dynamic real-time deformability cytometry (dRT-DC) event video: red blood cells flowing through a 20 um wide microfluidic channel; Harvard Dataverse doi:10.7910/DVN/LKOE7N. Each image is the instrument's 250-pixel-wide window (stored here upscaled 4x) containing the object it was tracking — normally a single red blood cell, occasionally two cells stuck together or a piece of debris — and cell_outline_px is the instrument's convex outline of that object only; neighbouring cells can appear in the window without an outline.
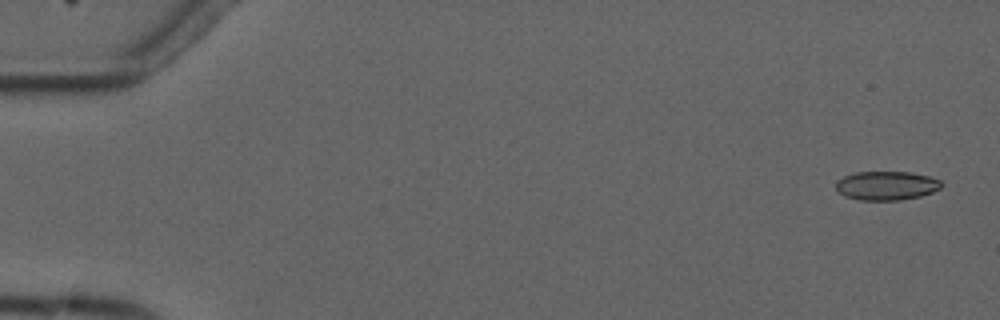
{"species": "common noctule bat (a hibernating species)", "species_latin": "Nyctalus noctula", "temperature_condition": "cold", "stored_images_in_passage": 5, "camera_frame_rate_fps": 3000, "um_per_image_px": 0.085, "animal": {"sex": "male", "forearm_length_mm": 52.5}, "frame": {"image": 1, "passage_image": 1, "time_ms": 0.0, "image_size_px": [1000, 320], "cell_outline_px": [[944, 184], [940, 188], [932, 192], [920, 196], [900, 200], [860, 200], [844, 196], [836, 192], [836, 180], [844, 176], [856, 172], [912, 172], [928, 176], [940, 180]], "centroid_in_image_um": [75.33, 15.78], "position_along_channel_um": 9.7, "area_um2": 17.92}}
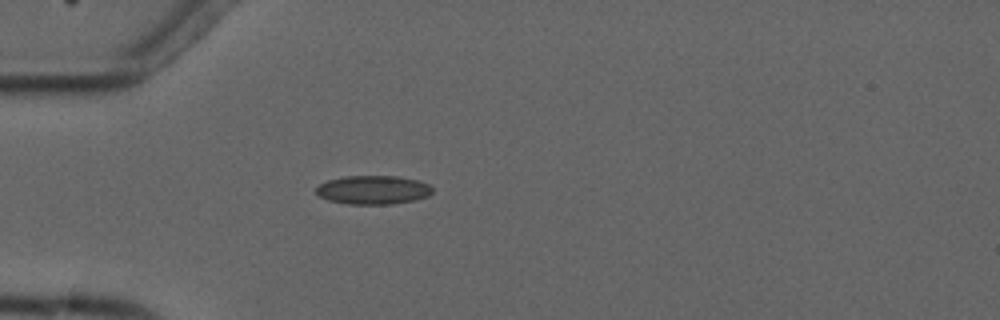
{"frame": {"image": 2, "passage_image": 5, "time_ms": 4.667, "image_size_px": [1000, 320], "cell_outline_px": [[432, 192], [428, 196], [416, 200], [392, 204], [348, 204], [328, 200], [320, 196], [316, 192], [316, 188], [320, 184], [328, 180], [344, 176], [396, 176], [416, 180], [428, 184], [432, 188]], "centroid_in_image_um": [31.72, 16.14], "position_along_channel_um": 53.3, "area_um2": 19.42}}